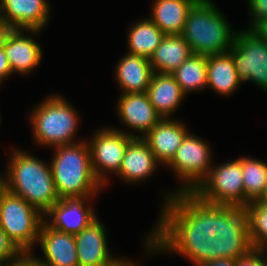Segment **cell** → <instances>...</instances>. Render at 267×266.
<instances>
[{
    "label": "cell",
    "mask_w": 267,
    "mask_h": 266,
    "mask_svg": "<svg viewBox=\"0 0 267 266\" xmlns=\"http://www.w3.org/2000/svg\"><path fill=\"white\" fill-rule=\"evenodd\" d=\"M64 98L52 95L38 104L31 115V125L36 143L46 147L74 144L79 122L74 110Z\"/></svg>",
    "instance_id": "cell-5"
},
{
    "label": "cell",
    "mask_w": 267,
    "mask_h": 266,
    "mask_svg": "<svg viewBox=\"0 0 267 266\" xmlns=\"http://www.w3.org/2000/svg\"><path fill=\"white\" fill-rule=\"evenodd\" d=\"M117 109L123 124L141 132L138 138H143L162 119L146 92L122 93Z\"/></svg>",
    "instance_id": "cell-17"
},
{
    "label": "cell",
    "mask_w": 267,
    "mask_h": 266,
    "mask_svg": "<svg viewBox=\"0 0 267 266\" xmlns=\"http://www.w3.org/2000/svg\"><path fill=\"white\" fill-rule=\"evenodd\" d=\"M24 29H14L8 36L4 50L13 72L28 74L38 67L42 60L40 45L25 36Z\"/></svg>",
    "instance_id": "cell-18"
},
{
    "label": "cell",
    "mask_w": 267,
    "mask_h": 266,
    "mask_svg": "<svg viewBox=\"0 0 267 266\" xmlns=\"http://www.w3.org/2000/svg\"><path fill=\"white\" fill-rule=\"evenodd\" d=\"M43 214L23 198L6 192L0 204V227L24 253L31 254L39 241Z\"/></svg>",
    "instance_id": "cell-6"
},
{
    "label": "cell",
    "mask_w": 267,
    "mask_h": 266,
    "mask_svg": "<svg viewBox=\"0 0 267 266\" xmlns=\"http://www.w3.org/2000/svg\"><path fill=\"white\" fill-rule=\"evenodd\" d=\"M39 244L45 260L34 258L43 266H79L74 234L50 227L45 221L41 225Z\"/></svg>",
    "instance_id": "cell-14"
},
{
    "label": "cell",
    "mask_w": 267,
    "mask_h": 266,
    "mask_svg": "<svg viewBox=\"0 0 267 266\" xmlns=\"http://www.w3.org/2000/svg\"><path fill=\"white\" fill-rule=\"evenodd\" d=\"M260 251H261L262 253H265V252H266L265 260H266V264H267V247L261 249Z\"/></svg>",
    "instance_id": "cell-41"
},
{
    "label": "cell",
    "mask_w": 267,
    "mask_h": 266,
    "mask_svg": "<svg viewBox=\"0 0 267 266\" xmlns=\"http://www.w3.org/2000/svg\"><path fill=\"white\" fill-rule=\"evenodd\" d=\"M53 149L50 167L59 198L96 196L102 185L94 176L88 143L81 140Z\"/></svg>",
    "instance_id": "cell-3"
},
{
    "label": "cell",
    "mask_w": 267,
    "mask_h": 266,
    "mask_svg": "<svg viewBox=\"0 0 267 266\" xmlns=\"http://www.w3.org/2000/svg\"><path fill=\"white\" fill-rule=\"evenodd\" d=\"M159 163L142 138H133L126 148L118 176L127 182H138L153 175Z\"/></svg>",
    "instance_id": "cell-19"
},
{
    "label": "cell",
    "mask_w": 267,
    "mask_h": 266,
    "mask_svg": "<svg viewBox=\"0 0 267 266\" xmlns=\"http://www.w3.org/2000/svg\"><path fill=\"white\" fill-rule=\"evenodd\" d=\"M264 255L260 250L253 249L246 256L237 259V266H267Z\"/></svg>",
    "instance_id": "cell-31"
},
{
    "label": "cell",
    "mask_w": 267,
    "mask_h": 266,
    "mask_svg": "<svg viewBox=\"0 0 267 266\" xmlns=\"http://www.w3.org/2000/svg\"><path fill=\"white\" fill-rule=\"evenodd\" d=\"M138 136L118 129H101L88 143L94 176L101 183L107 184L106 174H118L128 143ZM106 174H105V173Z\"/></svg>",
    "instance_id": "cell-10"
},
{
    "label": "cell",
    "mask_w": 267,
    "mask_h": 266,
    "mask_svg": "<svg viewBox=\"0 0 267 266\" xmlns=\"http://www.w3.org/2000/svg\"><path fill=\"white\" fill-rule=\"evenodd\" d=\"M241 81L229 52L207 56V86L221 95H230Z\"/></svg>",
    "instance_id": "cell-24"
},
{
    "label": "cell",
    "mask_w": 267,
    "mask_h": 266,
    "mask_svg": "<svg viewBox=\"0 0 267 266\" xmlns=\"http://www.w3.org/2000/svg\"><path fill=\"white\" fill-rule=\"evenodd\" d=\"M259 200L267 204V184H266V189L264 191V194Z\"/></svg>",
    "instance_id": "cell-40"
},
{
    "label": "cell",
    "mask_w": 267,
    "mask_h": 266,
    "mask_svg": "<svg viewBox=\"0 0 267 266\" xmlns=\"http://www.w3.org/2000/svg\"><path fill=\"white\" fill-rule=\"evenodd\" d=\"M33 256L34 254H24L21 257V266H43Z\"/></svg>",
    "instance_id": "cell-36"
},
{
    "label": "cell",
    "mask_w": 267,
    "mask_h": 266,
    "mask_svg": "<svg viewBox=\"0 0 267 266\" xmlns=\"http://www.w3.org/2000/svg\"><path fill=\"white\" fill-rule=\"evenodd\" d=\"M74 237L79 266H114L121 260L109 254L106 230L98 218Z\"/></svg>",
    "instance_id": "cell-15"
},
{
    "label": "cell",
    "mask_w": 267,
    "mask_h": 266,
    "mask_svg": "<svg viewBox=\"0 0 267 266\" xmlns=\"http://www.w3.org/2000/svg\"><path fill=\"white\" fill-rule=\"evenodd\" d=\"M192 193L205 203L244 208V183L240 160L227 161L211 168L208 176Z\"/></svg>",
    "instance_id": "cell-7"
},
{
    "label": "cell",
    "mask_w": 267,
    "mask_h": 266,
    "mask_svg": "<svg viewBox=\"0 0 267 266\" xmlns=\"http://www.w3.org/2000/svg\"><path fill=\"white\" fill-rule=\"evenodd\" d=\"M244 183V208L250 201L259 200L266 189L267 163L250 157H241Z\"/></svg>",
    "instance_id": "cell-27"
},
{
    "label": "cell",
    "mask_w": 267,
    "mask_h": 266,
    "mask_svg": "<svg viewBox=\"0 0 267 266\" xmlns=\"http://www.w3.org/2000/svg\"><path fill=\"white\" fill-rule=\"evenodd\" d=\"M251 245L255 250L267 247V204L260 201H250L244 208Z\"/></svg>",
    "instance_id": "cell-28"
},
{
    "label": "cell",
    "mask_w": 267,
    "mask_h": 266,
    "mask_svg": "<svg viewBox=\"0 0 267 266\" xmlns=\"http://www.w3.org/2000/svg\"><path fill=\"white\" fill-rule=\"evenodd\" d=\"M14 28L0 17V49L5 47L8 36Z\"/></svg>",
    "instance_id": "cell-33"
},
{
    "label": "cell",
    "mask_w": 267,
    "mask_h": 266,
    "mask_svg": "<svg viewBox=\"0 0 267 266\" xmlns=\"http://www.w3.org/2000/svg\"><path fill=\"white\" fill-rule=\"evenodd\" d=\"M211 150L207 142L190 132L168 164L182 182L178 192H193L208 176L211 164Z\"/></svg>",
    "instance_id": "cell-9"
},
{
    "label": "cell",
    "mask_w": 267,
    "mask_h": 266,
    "mask_svg": "<svg viewBox=\"0 0 267 266\" xmlns=\"http://www.w3.org/2000/svg\"><path fill=\"white\" fill-rule=\"evenodd\" d=\"M164 35L151 19L138 21L128 34V53L149 59Z\"/></svg>",
    "instance_id": "cell-25"
},
{
    "label": "cell",
    "mask_w": 267,
    "mask_h": 266,
    "mask_svg": "<svg viewBox=\"0 0 267 266\" xmlns=\"http://www.w3.org/2000/svg\"><path fill=\"white\" fill-rule=\"evenodd\" d=\"M24 253L0 227V264L21 258Z\"/></svg>",
    "instance_id": "cell-29"
},
{
    "label": "cell",
    "mask_w": 267,
    "mask_h": 266,
    "mask_svg": "<svg viewBox=\"0 0 267 266\" xmlns=\"http://www.w3.org/2000/svg\"><path fill=\"white\" fill-rule=\"evenodd\" d=\"M12 74V70L10 68L7 56L5 54L4 48L0 49V84L5 80L7 77Z\"/></svg>",
    "instance_id": "cell-32"
},
{
    "label": "cell",
    "mask_w": 267,
    "mask_h": 266,
    "mask_svg": "<svg viewBox=\"0 0 267 266\" xmlns=\"http://www.w3.org/2000/svg\"><path fill=\"white\" fill-rule=\"evenodd\" d=\"M6 178L7 191L23 198L43 215L60 199L50 165L26 151L14 150Z\"/></svg>",
    "instance_id": "cell-2"
},
{
    "label": "cell",
    "mask_w": 267,
    "mask_h": 266,
    "mask_svg": "<svg viewBox=\"0 0 267 266\" xmlns=\"http://www.w3.org/2000/svg\"><path fill=\"white\" fill-rule=\"evenodd\" d=\"M146 93L161 118H170L185 96L175 78L162 73H153Z\"/></svg>",
    "instance_id": "cell-20"
},
{
    "label": "cell",
    "mask_w": 267,
    "mask_h": 266,
    "mask_svg": "<svg viewBox=\"0 0 267 266\" xmlns=\"http://www.w3.org/2000/svg\"><path fill=\"white\" fill-rule=\"evenodd\" d=\"M7 192L6 184L4 183V180L2 179V176L0 175V204L1 200L3 198V195Z\"/></svg>",
    "instance_id": "cell-37"
},
{
    "label": "cell",
    "mask_w": 267,
    "mask_h": 266,
    "mask_svg": "<svg viewBox=\"0 0 267 266\" xmlns=\"http://www.w3.org/2000/svg\"><path fill=\"white\" fill-rule=\"evenodd\" d=\"M115 70L123 93L146 92L154 73L149 59L129 53L118 62Z\"/></svg>",
    "instance_id": "cell-21"
},
{
    "label": "cell",
    "mask_w": 267,
    "mask_h": 266,
    "mask_svg": "<svg viewBox=\"0 0 267 266\" xmlns=\"http://www.w3.org/2000/svg\"><path fill=\"white\" fill-rule=\"evenodd\" d=\"M236 34L212 1L197 0L187 14L181 35L193 54L210 56L228 52Z\"/></svg>",
    "instance_id": "cell-4"
},
{
    "label": "cell",
    "mask_w": 267,
    "mask_h": 266,
    "mask_svg": "<svg viewBox=\"0 0 267 266\" xmlns=\"http://www.w3.org/2000/svg\"><path fill=\"white\" fill-rule=\"evenodd\" d=\"M165 197L158 224L146 238L148 253L176 252L196 266L219 259V205L205 203L192 192Z\"/></svg>",
    "instance_id": "cell-1"
},
{
    "label": "cell",
    "mask_w": 267,
    "mask_h": 266,
    "mask_svg": "<svg viewBox=\"0 0 267 266\" xmlns=\"http://www.w3.org/2000/svg\"><path fill=\"white\" fill-rule=\"evenodd\" d=\"M192 54L181 34L164 35L149 58L154 73L171 74Z\"/></svg>",
    "instance_id": "cell-22"
},
{
    "label": "cell",
    "mask_w": 267,
    "mask_h": 266,
    "mask_svg": "<svg viewBox=\"0 0 267 266\" xmlns=\"http://www.w3.org/2000/svg\"><path fill=\"white\" fill-rule=\"evenodd\" d=\"M171 75L185 95L207 87V56L192 53Z\"/></svg>",
    "instance_id": "cell-26"
},
{
    "label": "cell",
    "mask_w": 267,
    "mask_h": 266,
    "mask_svg": "<svg viewBox=\"0 0 267 266\" xmlns=\"http://www.w3.org/2000/svg\"><path fill=\"white\" fill-rule=\"evenodd\" d=\"M253 22L249 29H254L261 21L267 19V0H248Z\"/></svg>",
    "instance_id": "cell-30"
},
{
    "label": "cell",
    "mask_w": 267,
    "mask_h": 266,
    "mask_svg": "<svg viewBox=\"0 0 267 266\" xmlns=\"http://www.w3.org/2000/svg\"><path fill=\"white\" fill-rule=\"evenodd\" d=\"M92 196L65 197L59 199L45 214L44 221L59 231L77 234L97 219L92 206H84ZM90 199V200H89ZM52 219V221L50 220Z\"/></svg>",
    "instance_id": "cell-12"
},
{
    "label": "cell",
    "mask_w": 267,
    "mask_h": 266,
    "mask_svg": "<svg viewBox=\"0 0 267 266\" xmlns=\"http://www.w3.org/2000/svg\"><path fill=\"white\" fill-rule=\"evenodd\" d=\"M47 0H0V17L14 29L38 33L47 24Z\"/></svg>",
    "instance_id": "cell-13"
},
{
    "label": "cell",
    "mask_w": 267,
    "mask_h": 266,
    "mask_svg": "<svg viewBox=\"0 0 267 266\" xmlns=\"http://www.w3.org/2000/svg\"><path fill=\"white\" fill-rule=\"evenodd\" d=\"M188 133L182 122L162 118L142 139L148 144L156 161L168 165Z\"/></svg>",
    "instance_id": "cell-16"
},
{
    "label": "cell",
    "mask_w": 267,
    "mask_h": 266,
    "mask_svg": "<svg viewBox=\"0 0 267 266\" xmlns=\"http://www.w3.org/2000/svg\"><path fill=\"white\" fill-rule=\"evenodd\" d=\"M197 0H156L151 20L165 34H182L186 17Z\"/></svg>",
    "instance_id": "cell-23"
},
{
    "label": "cell",
    "mask_w": 267,
    "mask_h": 266,
    "mask_svg": "<svg viewBox=\"0 0 267 266\" xmlns=\"http://www.w3.org/2000/svg\"><path fill=\"white\" fill-rule=\"evenodd\" d=\"M114 266H137L136 263L131 262L130 260H123L121 259L116 265Z\"/></svg>",
    "instance_id": "cell-38"
},
{
    "label": "cell",
    "mask_w": 267,
    "mask_h": 266,
    "mask_svg": "<svg viewBox=\"0 0 267 266\" xmlns=\"http://www.w3.org/2000/svg\"><path fill=\"white\" fill-rule=\"evenodd\" d=\"M219 259H240L249 254L250 242L244 208L219 205Z\"/></svg>",
    "instance_id": "cell-11"
},
{
    "label": "cell",
    "mask_w": 267,
    "mask_h": 266,
    "mask_svg": "<svg viewBox=\"0 0 267 266\" xmlns=\"http://www.w3.org/2000/svg\"><path fill=\"white\" fill-rule=\"evenodd\" d=\"M265 42H267V19L261 21L254 29Z\"/></svg>",
    "instance_id": "cell-35"
},
{
    "label": "cell",
    "mask_w": 267,
    "mask_h": 266,
    "mask_svg": "<svg viewBox=\"0 0 267 266\" xmlns=\"http://www.w3.org/2000/svg\"><path fill=\"white\" fill-rule=\"evenodd\" d=\"M200 266H237V260L230 258H220L205 262Z\"/></svg>",
    "instance_id": "cell-34"
},
{
    "label": "cell",
    "mask_w": 267,
    "mask_h": 266,
    "mask_svg": "<svg viewBox=\"0 0 267 266\" xmlns=\"http://www.w3.org/2000/svg\"><path fill=\"white\" fill-rule=\"evenodd\" d=\"M9 264V265H8ZM0 266H21V258L0 264Z\"/></svg>",
    "instance_id": "cell-39"
},
{
    "label": "cell",
    "mask_w": 267,
    "mask_h": 266,
    "mask_svg": "<svg viewBox=\"0 0 267 266\" xmlns=\"http://www.w3.org/2000/svg\"><path fill=\"white\" fill-rule=\"evenodd\" d=\"M231 54L239 80L255 82L267 92V42L255 31L237 32Z\"/></svg>",
    "instance_id": "cell-8"
}]
</instances>
